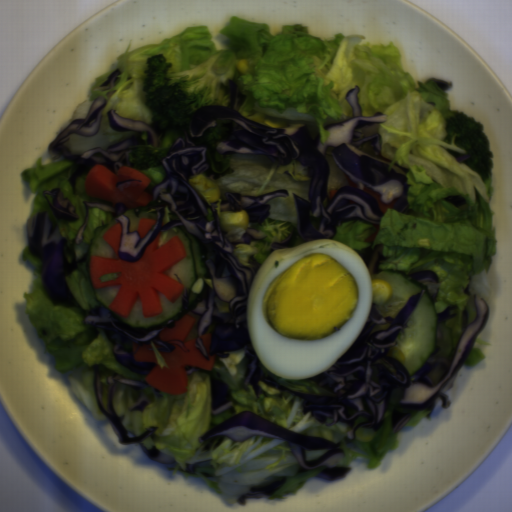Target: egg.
I'll use <instances>...</instances> for the list:
<instances>
[{
  "label": "egg",
  "mask_w": 512,
  "mask_h": 512,
  "mask_svg": "<svg viewBox=\"0 0 512 512\" xmlns=\"http://www.w3.org/2000/svg\"><path fill=\"white\" fill-rule=\"evenodd\" d=\"M373 299L368 266L339 240L280 249L263 262L248 294L251 344L281 379L317 375L353 344Z\"/></svg>",
  "instance_id": "1"
}]
</instances>
